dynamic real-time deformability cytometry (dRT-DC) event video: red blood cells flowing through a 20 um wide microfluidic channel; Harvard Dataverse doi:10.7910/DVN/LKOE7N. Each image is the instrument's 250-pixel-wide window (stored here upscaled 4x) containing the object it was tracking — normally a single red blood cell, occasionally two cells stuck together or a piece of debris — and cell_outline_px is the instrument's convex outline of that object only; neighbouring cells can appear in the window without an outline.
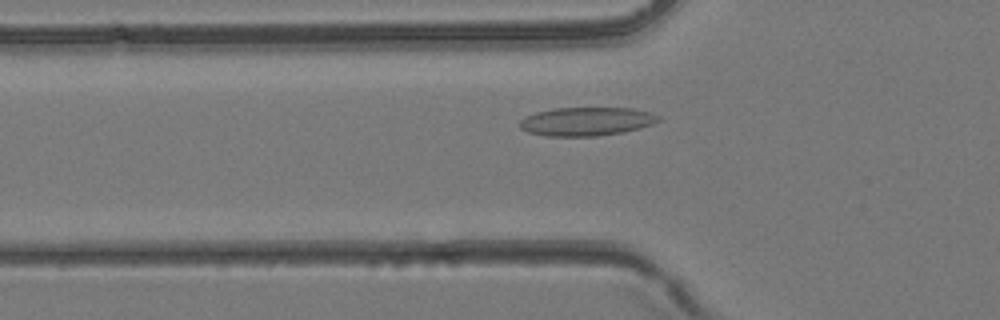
{"species": "common noctule bat (a hibernating species)", "species_latin": "Nyctalus noctula", "temperature_condition": "room temperature", "stored_images_in_passage": 37, "camera_frame_rate_fps": 3000, "um_per_image_px": 0.085, "animal": {"sex": "female", "body_mass_g": 24.6, "forearm_length_mm": 56.2}, "frame": {"image": 1, "passage_image": 9, "time_ms": 2.667, "image_size_px": [1000, 320], "cell_outline_px": [[660, 120], [652, 124], [640, 128], [624, 132], [596, 136], [544, 136], [528, 132], [520, 128], [520, 120], [524, 116], [536, 112], [552, 108], [632, 108], [652, 112], [660, 116]], "centroid_in_image_um": [49.85, 10.32], "position_along_channel_um": 76.0, "area_um2": 23.29}}
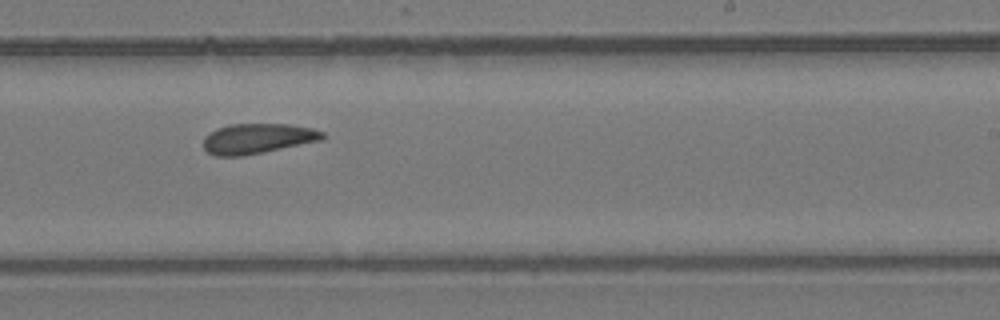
{"frame": {"image": 2, "passage_image": 21, "time_ms": 6.667, "image_size_px": [1000, 320], "cell_outline_px": [[324, 136], [320, 140], [264, 152], [240, 156], [216, 156], [208, 152], [204, 148], [204, 136], [208, 132], [216, 128], [228, 124], [288, 124], [312, 128], [324, 132]], "centroid_in_image_um": [21.84, 11.77], "position_along_channel_um": 267.2, "area_um2": 20.87}}
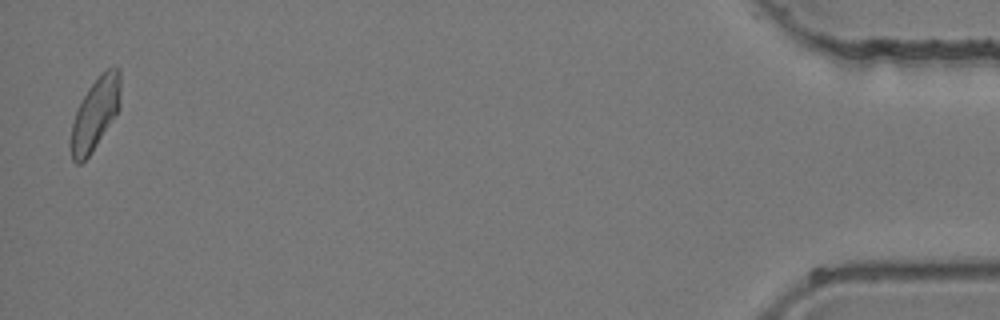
{"frame": {"image": 3, "passage_image": 37, "time_ms": 12.0, "image_size_px": [1000, 320], "cell_outline_px": [[120, 108], [88, 156], [80, 164], [76, 164], [72, 160], [72, 124], [80, 100], [88, 88], [108, 68], [120, 68]], "centroid_in_image_um": [8.11, 9.64], "position_along_channel_um": 427.1, "area_um2": 20.11}}